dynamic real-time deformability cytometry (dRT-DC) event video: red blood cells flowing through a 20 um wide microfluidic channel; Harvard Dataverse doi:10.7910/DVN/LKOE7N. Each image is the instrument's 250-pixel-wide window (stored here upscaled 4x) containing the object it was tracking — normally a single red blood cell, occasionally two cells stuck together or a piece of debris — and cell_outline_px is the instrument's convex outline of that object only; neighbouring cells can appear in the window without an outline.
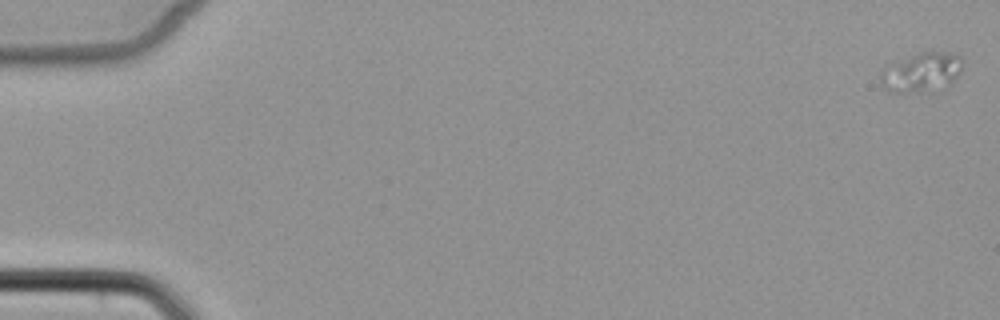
{"species": "common noctule bat (a hibernating species)", "species_latin": "Nyctalus noctula", "temperature_condition": "cold", "stored_images_in_passage": 8, "camera_frame_rate_fps": 3000, "um_per_image_px": 0.085, "animal": {"sex": "female", "body_mass_g": 22.7, "forearm_length_mm": 54.2}, "frame": {"image": 1, "passage_image": 1, "time_ms": 0.0, "image_size_px": [1000, 320], "cell_outline_px": [[964, 64], [960, 72], [948, 84], [924, 92], [888, 92], [880, 84], [880, 72], [888, 64], [920, 52], [932, 48], [956, 52], [964, 60]], "centroid_in_image_um": [78.35, 6.07], "position_along_channel_um": 6.7, "area_um2": 19.42}}
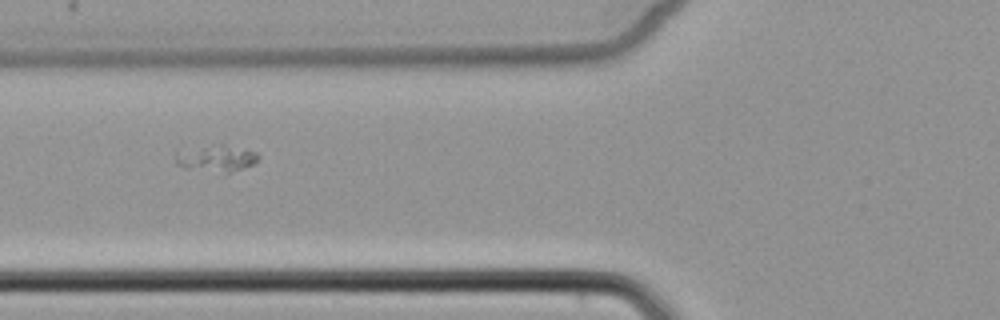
{"frame": {"image": 2, "passage_image": 6, "time_ms": 7.0, "image_size_px": [1000, 320], "cell_outline_px": [[260, 156], [256, 164], [232, 172], [224, 172], [184, 168], [176, 164], [176, 152], [220, 144], [224, 144], [256, 152]], "centroid_in_image_um": [18.45, 13.47], "position_along_channel_um": 107.3, "area_um2": 12.54}}
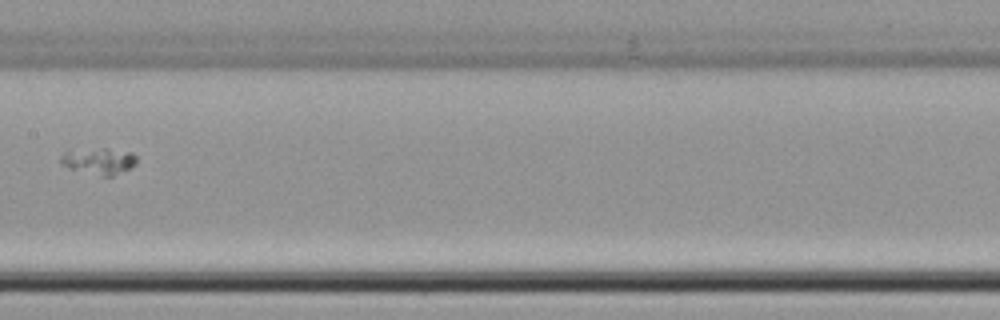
{"frame": {"image": 3, "passage_image": 8, "time_ms": 9.333, "image_size_px": [1000, 320], "cell_outline_px": [[136, 164], [132, 168], [112, 176], [100, 176], [68, 168], [60, 164], [60, 156], [64, 152], [104, 148], [108, 148], [132, 152], [136, 156]], "centroid_in_image_um": [8.43, 13.7], "position_along_channel_um": 199.0, "area_um2": 11.73}}